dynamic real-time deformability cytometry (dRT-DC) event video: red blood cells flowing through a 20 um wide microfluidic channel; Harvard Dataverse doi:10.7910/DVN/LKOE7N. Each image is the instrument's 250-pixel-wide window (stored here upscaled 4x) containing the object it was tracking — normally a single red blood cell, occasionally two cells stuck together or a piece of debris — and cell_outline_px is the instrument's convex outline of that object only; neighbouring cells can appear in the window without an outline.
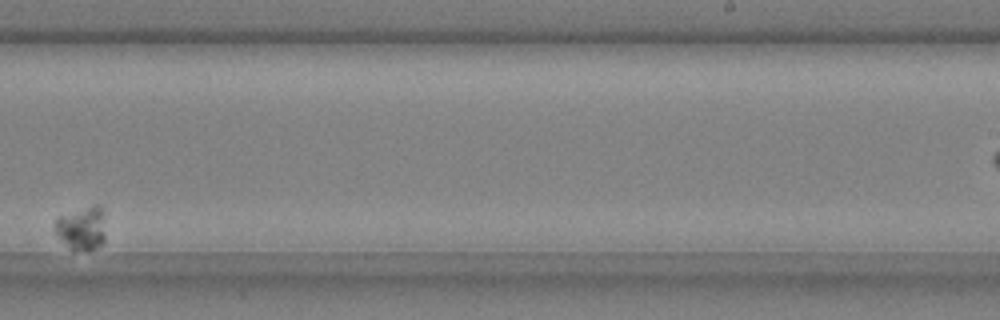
{"species": "common noctule bat (a hibernating species)", "species_latin": "Nyctalus noctula", "temperature_condition": "cold", "stored_images_in_passage": 17, "camera_frame_rate_fps": 3000, "um_per_image_px": 0.085, "animal": {"sex": "male", "body_mass_g": 20.4}, "frame": {"image": 1, "passage_image": 10, "time_ms": 3.0, "image_size_px": [1000, 320], "cell_outline_px": [[104, 240], [96, 248], [88, 252], [72, 252], [52, 228], [52, 224], [56, 216], [92, 204], [100, 204], [104, 212]], "centroid_in_image_um": [6.91, 19.39], "position_along_channel_um": 282.1, "area_um2": 13.58}}